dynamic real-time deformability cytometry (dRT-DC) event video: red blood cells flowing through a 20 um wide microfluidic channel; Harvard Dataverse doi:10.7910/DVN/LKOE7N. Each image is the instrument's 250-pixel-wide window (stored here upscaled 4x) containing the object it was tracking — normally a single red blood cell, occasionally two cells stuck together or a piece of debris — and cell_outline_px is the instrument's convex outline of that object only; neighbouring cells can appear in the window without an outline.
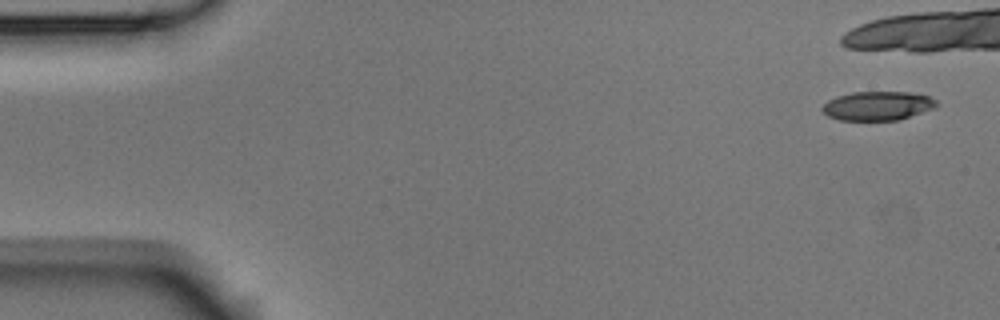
{"species": "Egyptian fruit bat (a non-hibernating species)", "species_latin": "Rousettus aegyptiacus", "temperature_condition": "room temperature", "stored_images_in_passage": 7, "camera_frame_rate_fps": 3000, "um_per_image_px": 0.085, "animal": {"sex": "male"}, "frame": {"image": 1, "passage_image": 1, "time_ms": 0.0, "image_size_px": [1000, 320], "cell_outline_px": [[936, 108], [900, 120], [840, 120], [828, 116], [820, 108], [828, 100], [836, 96], [852, 92], [908, 92], [928, 96], [936, 100]], "centroid_in_image_um": [74.6, 9.0], "position_along_channel_um": 10.4, "area_um2": 19.36}}